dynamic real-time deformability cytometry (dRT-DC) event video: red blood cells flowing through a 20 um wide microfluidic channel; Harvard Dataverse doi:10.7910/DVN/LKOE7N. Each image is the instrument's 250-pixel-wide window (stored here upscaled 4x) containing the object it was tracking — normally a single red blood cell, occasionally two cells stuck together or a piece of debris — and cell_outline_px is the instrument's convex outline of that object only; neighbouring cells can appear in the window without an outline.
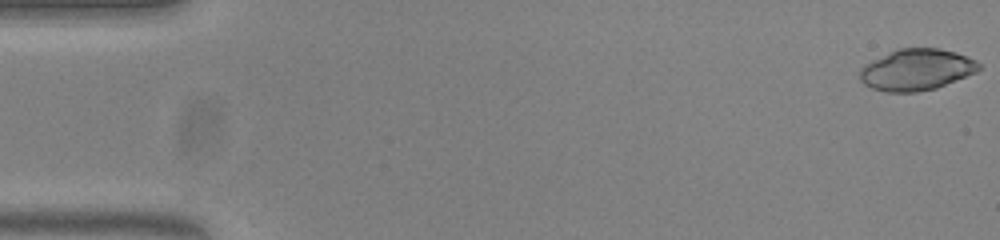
{"species": "common noctule bat (a hibernating species)", "species_latin": "Nyctalus noctula", "temperature_condition": "warm", "stored_images_in_passage": 53, "camera_frame_rate_fps": 3000, "um_per_image_px": 0.085, "animal": {"sex": "female", "body_mass_g": 23.0, "forearm_length_mm": 53.4}, "frame": {"image": 1, "passage_image": 1, "time_ms": 0.0, "image_size_px": [1000, 240], "cell_outline_px": [[980, 68], [976, 72], [936, 88], [916, 92], [884, 92], [872, 88], [864, 84], [860, 80], [860, 68], [872, 60], [896, 48], [940, 48], [956, 52], [968, 56], [976, 60], [980, 64]], "centroid_in_image_um": [77.9, 5.91], "position_along_channel_um": 7.1, "area_um2": 28.78}}